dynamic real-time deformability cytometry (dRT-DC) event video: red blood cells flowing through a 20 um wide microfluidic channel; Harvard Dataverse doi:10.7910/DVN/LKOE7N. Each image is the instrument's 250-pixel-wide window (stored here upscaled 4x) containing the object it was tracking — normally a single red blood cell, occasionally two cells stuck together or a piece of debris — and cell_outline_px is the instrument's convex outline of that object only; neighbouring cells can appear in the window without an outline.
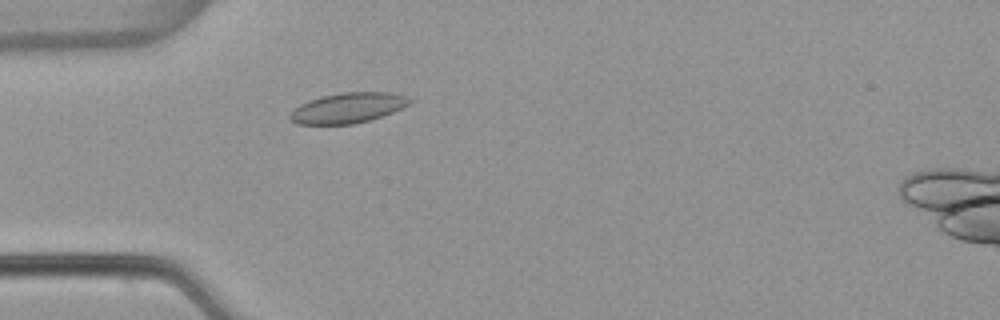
{"species": "common noctule bat (a hibernating species)", "species_latin": "Nyctalus noctula", "temperature_condition": "warm", "stored_images_in_passage": 46, "camera_frame_rate_fps": 3000, "um_per_image_px": 0.085, "animal": {"sex": "female", "body_mass_g": 22.7, "forearm_length_mm": 54.2}, "frame": {"image": 1, "passage_image": 8, "time_ms": 2.333, "image_size_px": [1000, 320], "cell_outline_px": [[416, 100], [392, 112], [368, 120], [352, 124], [296, 124], [288, 116], [300, 104], [308, 100], [320, 96], [340, 92], [392, 92], [408, 96]], "centroid_in_image_um": [29.59, 9.15], "position_along_channel_um": 55.4, "area_um2": 21.1}}
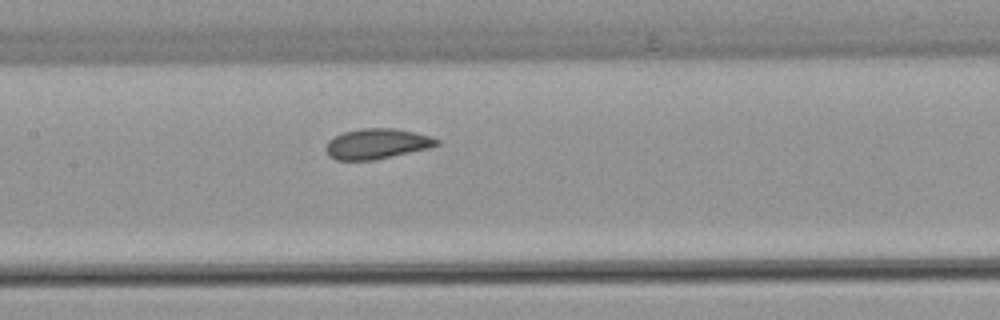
{"frame": {"image": 2, "passage_image": 18, "time_ms": 5.667, "image_size_px": [1000, 320], "cell_outline_px": [[440, 144], [428, 148], [372, 160], [336, 160], [328, 156], [324, 148], [328, 140], [344, 132], [360, 128], [396, 128], [432, 136], [440, 140]], "centroid_in_image_um": [32.02, 12.21], "position_along_channel_um": 175.4, "area_um2": 19.59}}
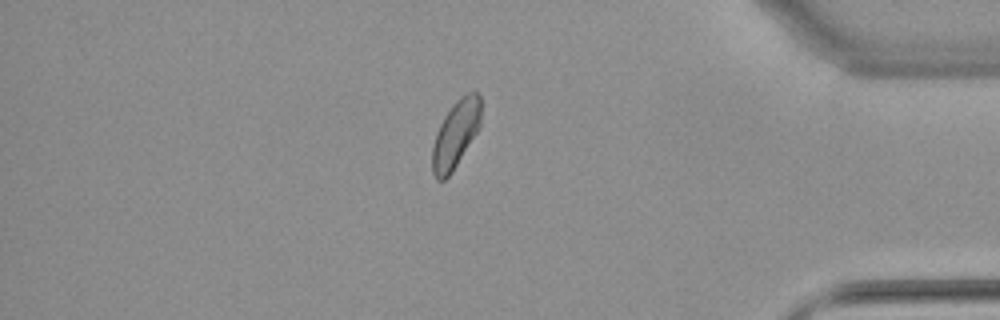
{"frame": {"image": 3, "passage_image": 38, "time_ms": 12.333, "image_size_px": [1000, 320], "cell_outline_px": [[480, 128], [452, 172], [444, 180], [436, 180], [432, 172], [432, 148], [436, 132], [444, 116], [452, 104], [460, 96], [468, 92], [476, 92], [480, 96]], "centroid_in_image_um": [38.72, 11.41], "position_along_channel_um": 396.5, "area_um2": 19.19}, "authors_computed_cell_mechanics": {"area_um2": 19.5075, "velocity_mm_per_s": 3.7954, "shape_relaxation_time_tau1_ms": 6.3708, "shape_relaxation_time_tau2_ms": 0.4039, "deformation_change_tau1": 0.1047, "deformation_change_tau2": 0.0432}}